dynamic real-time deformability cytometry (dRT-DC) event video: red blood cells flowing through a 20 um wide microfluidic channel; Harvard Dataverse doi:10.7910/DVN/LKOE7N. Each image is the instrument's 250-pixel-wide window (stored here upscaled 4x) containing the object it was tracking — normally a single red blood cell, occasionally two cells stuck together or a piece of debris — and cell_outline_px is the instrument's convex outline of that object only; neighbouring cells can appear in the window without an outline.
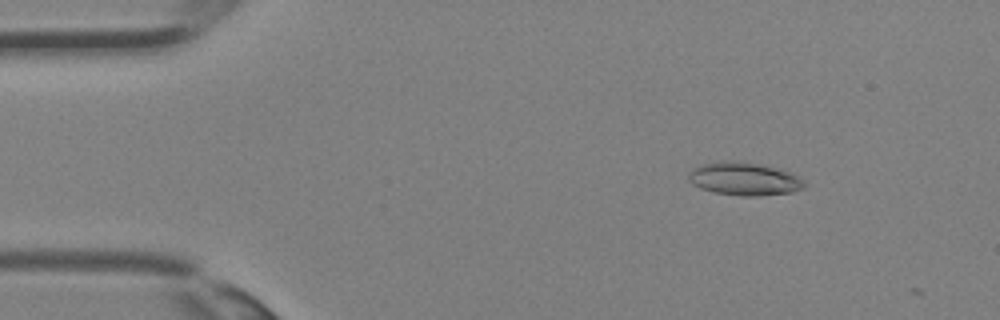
{"species": "Egyptian fruit bat (a non-hibernating species)", "species_latin": "Rousettus aegyptiacus", "temperature_condition": "room temperature", "stored_images_in_passage": 6, "camera_frame_rate_fps": 3000, "um_per_image_px": 0.085, "animal": {"sex": "female"}, "frame": {"image": 1, "passage_image": 5, "time_ms": 1.333, "image_size_px": [1000, 320], "cell_outline_px": [[804, 188], [792, 192], [756, 196], [740, 196], [716, 192], [700, 188], [692, 184], [688, 180], [688, 172], [692, 168], [700, 164], [724, 160], [732, 160], [756, 164], [788, 172], [804, 180]], "centroid_in_image_um": [63.18, 15.21], "position_along_channel_um": 21.8, "area_um2": 22.08}}